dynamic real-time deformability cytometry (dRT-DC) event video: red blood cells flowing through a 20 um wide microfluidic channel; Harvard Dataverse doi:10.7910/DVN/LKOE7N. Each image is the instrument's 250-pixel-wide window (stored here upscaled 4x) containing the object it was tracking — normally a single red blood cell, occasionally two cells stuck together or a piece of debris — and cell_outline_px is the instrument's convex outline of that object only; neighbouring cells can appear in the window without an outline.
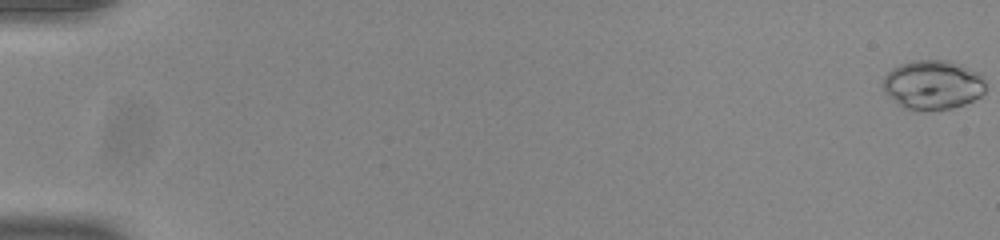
{"species": "common noctule bat (a hibernating species)", "species_latin": "Nyctalus noctula", "temperature_condition": "room temperature", "stored_images_in_passage": 45, "camera_frame_rate_fps": 3000, "um_per_image_px": 0.085, "animal": {"sex": "male", "body_mass_g": 20.0, "forearm_length_mm": 53.3}, "frame": {"image": 1, "passage_image": 1, "time_ms": 0.0, "image_size_px": [1000, 240], "cell_outline_px": [[984, 92], [980, 96], [964, 104], [952, 108], [928, 112], [920, 112], [904, 108], [884, 92], [884, 76], [892, 68], [900, 64], [912, 60], [948, 60], [960, 64], [980, 72], [984, 80]], "centroid_in_image_um": [79.29, 7.22], "position_along_channel_um": 5.7, "area_um2": 29.82}}